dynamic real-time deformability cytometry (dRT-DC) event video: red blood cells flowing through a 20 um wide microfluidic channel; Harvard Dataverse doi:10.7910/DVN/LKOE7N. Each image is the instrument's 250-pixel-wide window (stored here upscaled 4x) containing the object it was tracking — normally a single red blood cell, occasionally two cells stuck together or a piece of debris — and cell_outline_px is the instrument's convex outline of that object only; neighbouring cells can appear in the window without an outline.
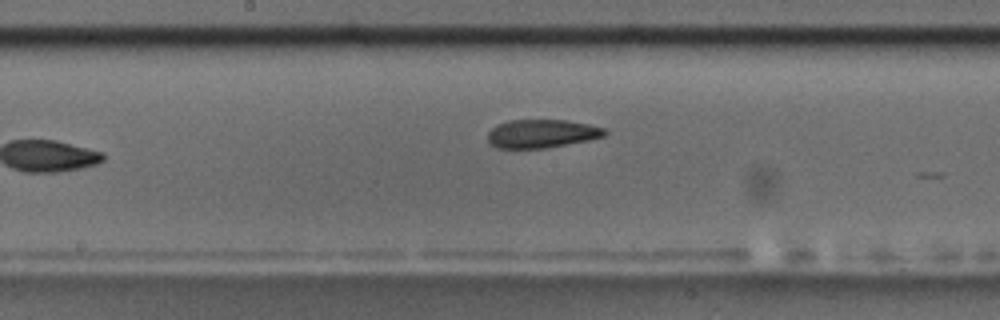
{"species": "common noctule bat (a hibernating species)", "species_latin": "Nyctalus noctula", "temperature_condition": "room temperature", "stored_images_in_passage": 10, "camera_frame_rate_fps": 3000, "um_per_image_px": 0.085, "animal": {"sex": "male", "body_mass_g": 17.5, "forearm_length_mm": 52.3}, "frame": {"image": 1, "passage_image": 9, "time_ms": 10.333, "image_size_px": [1000, 320], "cell_outline_px": [[608, 132], [604, 136], [588, 140], [544, 148], [496, 148], [488, 144], [488, 132], [496, 124], [508, 120], [568, 120], [588, 124], [604, 128]], "centroid_in_image_um": [46.01, 11.35], "position_along_channel_um": 202.2, "area_um2": 19.42}}
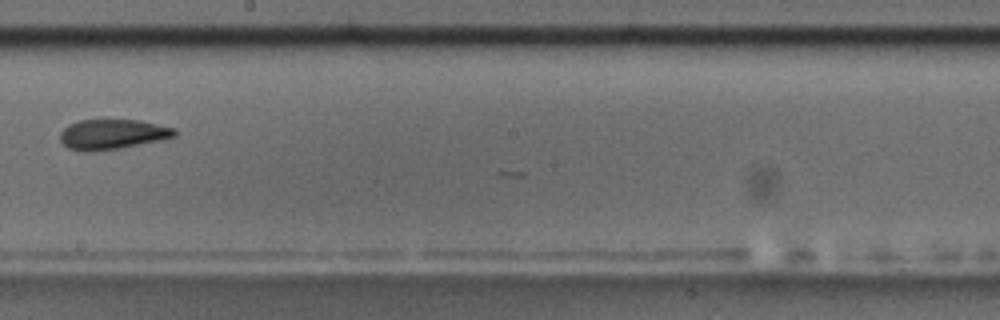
{"frame": {"image": 2, "passage_image": 10, "time_ms": 11.333, "image_size_px": [1000, 320], "cell_outline_px": [[176, 136], [160, 140], [120, 148], [92, 152], [84, 152], [68, 148], [60, 140], [60, 132], [68, 124], [80, 120], [140, 120], [176, 128]], "centroid_in_image_um": [9.54, 11.41], "position_along_channel_um": 238.7, "area_um2": 20.11}}